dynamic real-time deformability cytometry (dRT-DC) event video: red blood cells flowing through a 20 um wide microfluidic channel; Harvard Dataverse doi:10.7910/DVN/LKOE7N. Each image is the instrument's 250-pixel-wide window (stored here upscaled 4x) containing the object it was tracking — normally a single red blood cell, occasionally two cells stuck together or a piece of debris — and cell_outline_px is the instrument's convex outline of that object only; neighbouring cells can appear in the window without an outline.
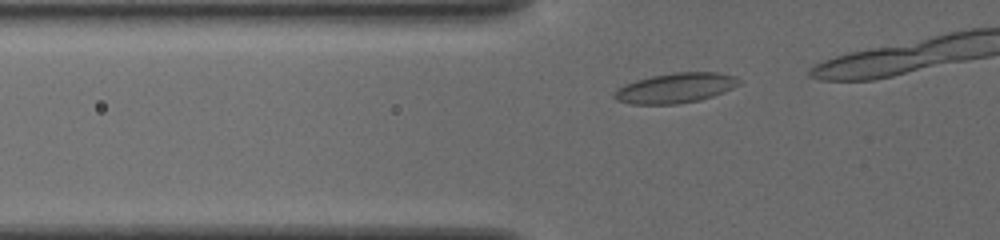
{"species": "common noctule bat (a hibernating species)", "species_latin": "Nyctalus noctula", "temperature_condition": "cold", "stored_images_in_passage": 9, "camera_frame_rate_fps": 3000, "um_per_image_px": 0.085, "animal": {"sex": "female", "body_mass_g": 19.5, "forearm_length_mm": 54.1}, "frame": {"image": 1, "passage_image": 3, "time_ms": 0.667, "image_size_px": [1000, 240], "cell_outline_px": [[740, 84], [724, 92], [700, 100], [676, 104], [632, 104], [616, 100], [612, 96], [612, 92], [616, 88], [624, 84], [636, 80], [652, 76], [672, 72], [716, 72], [736, 76], [740, 80]], "centroid_in_image_um": [57.38, 7.47], "position_along_channel_um": 68.4, "area_um2": 21.96}}
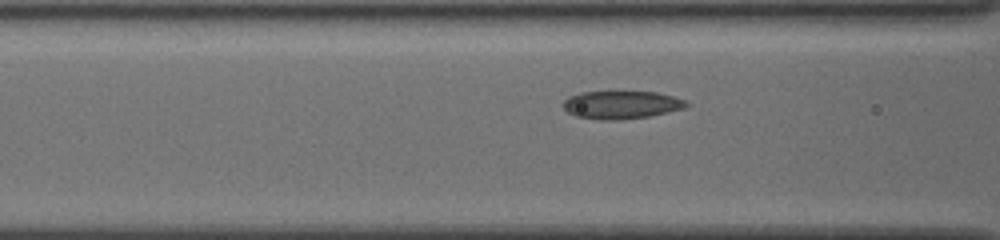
{"frame": {"image": 2, "passage_image": 7, "time_ms": 2.0, "image_size_px": [1000, 240], "cell_outline_px": [[688, 104], [684, 108], [668, 112], [648, 116], [620, 120], [600, 120], [576, 116], [568, 112], [564, 108], [564, 100], [568, 96], [580, 92], [656, 92], [672, 96], [684, 100]], "centroid_in_image_um": [52.78, 8.91], "position_along_channel_um": 113.8, "area_um2": 19.88}}